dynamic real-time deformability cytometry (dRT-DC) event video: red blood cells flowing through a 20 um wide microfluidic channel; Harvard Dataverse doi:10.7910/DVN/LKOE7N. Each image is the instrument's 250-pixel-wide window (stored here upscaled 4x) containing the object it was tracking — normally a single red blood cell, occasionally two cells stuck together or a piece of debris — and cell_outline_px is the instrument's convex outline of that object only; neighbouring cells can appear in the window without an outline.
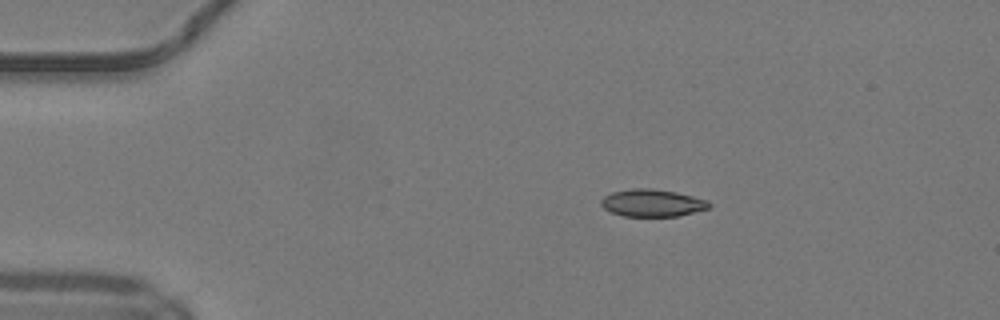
{"species": "common noctule bat (a hibernating species)", "species_latin": "Nyctalus noctula", "temperature_condition": "warm", "stored_images_in_passage": 43, "camera_frame_rate_fps": 3000, "um_per_image_px": 0.085, "animal": {"sex": "male", "body_mass_g": 19.2, "forearm_length_mm": 51.8}, "frame": {"image": 1, "passage_image": 3, "time_ms": 0.667, "image_size_px": [1000, 320], "cell_outline_px": [[712, 204], [708, 208], [676, 216], [624, 216], [612, 212], [604, 208], [600, 204], [600, 200], [604, 196], [612, 192], [632, 188], [652, 188], [676, 192], [708, 200]], "centroid_in_image_um": [55.42, 17.24], "position_along_channel_um": 29.6, "area_um2": 17.11}}
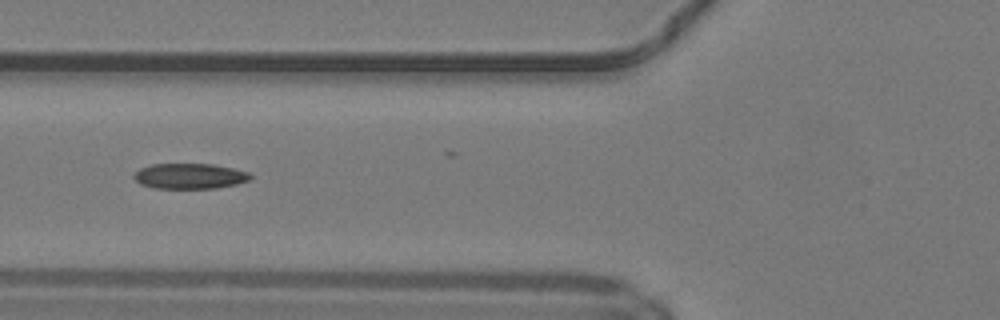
{"frame": {"image": 2, "passage_image": 13, "time_ms": 4.0, "image_size_px": [1000, 320], "cell_outline_px": [[252, 180], [236, 184], [216, 188], [156, 188], [140, 184], [132, 176], [140, 168], [152, 164], [212, 164], [232, 168], [248, 172], [252, 176]], "centroid_in_image_um": [16.14, 14.97], "position_along_channel_um": 109.7, "area_um2": 17.22}}
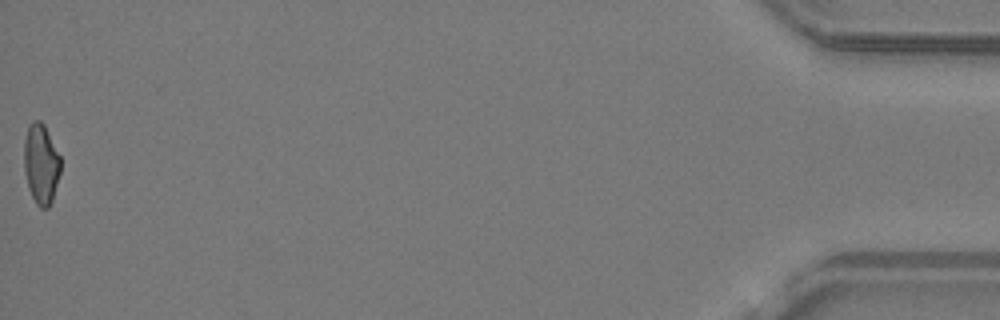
{"frame": {"image": 3, "passage_image": 43, "time_ms": 14.0, "image_size_px": [1000, 320], "cell_outline_px": [[60, 172], [52, 200], [48, 208], [40, 208], [36, 204], [28, 188], [24, 172], [24, 140], [28, 128], [32, 120], [40, 120], [44, 124], [60, 156]], "centroid_in_image_um": [3.48, 13.93], "position_along_channel_um": 431.7, "area_um2": 17.05}, "authors_computed_cell_mechanics": {"area_um2": 17.5712, "velocity_mm_per_s": 4.227, "shape_relaxation_time_tau1_ms": null, "shape_relaxation_time_tau2_ms": 4.2349, "deformation_change_tau1": null, "deformation_change_tau2": 0.1098}}